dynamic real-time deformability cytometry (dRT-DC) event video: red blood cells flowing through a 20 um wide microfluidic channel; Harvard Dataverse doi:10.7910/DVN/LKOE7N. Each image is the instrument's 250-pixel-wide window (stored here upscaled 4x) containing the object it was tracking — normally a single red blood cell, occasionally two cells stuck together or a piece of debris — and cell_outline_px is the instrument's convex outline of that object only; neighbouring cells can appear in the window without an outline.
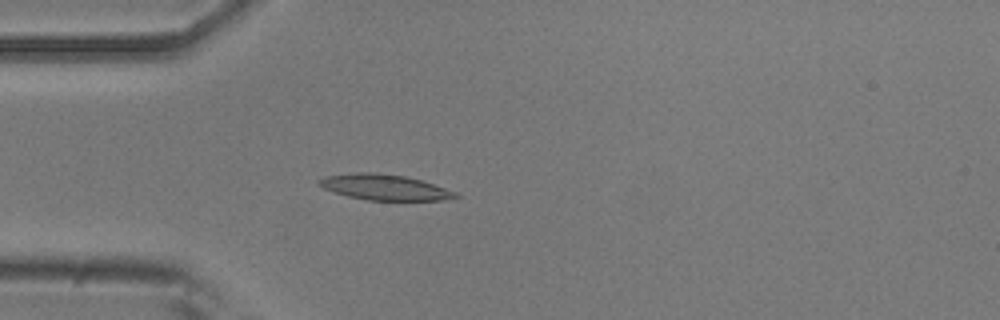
{"species": "common noctule bat (a hibernating species)", "species_latin": "Nyctalus noctula", "temperature_condition": "room temperature", "stored_images_in_passage": 53, "camera_frame_rate_fps": 3000, "um_per_image_px": 0.085, "animal": {"sex": "male", "body_mass_g": 20.5, "forearm_length_mm": 52.5}, "frame": {"image": 1, "passage_image": 15, "time_ms": 4.667, "image_size_px": [1000, 320], "cell_outline_px": [[460, 196], [440, 200], [368, 200], [348, 196], [324, 188], [316, 184], [316, 180], [324, 176], [356, 172], [376, 172], [404, 176], [420, 180], [456, 192]], "centroid_in_image_um": [32.61, 15.9], "position_along_channel_um": 52.4, "area_um2": 20.17}}
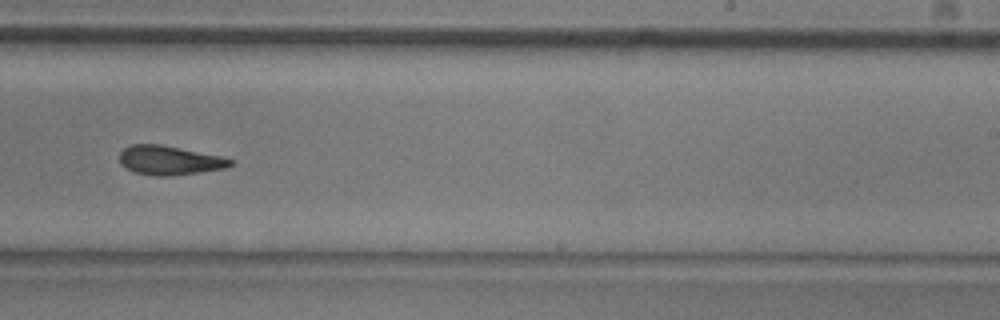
{"frame": {"image": 2, "passage_image": 33, "time_ms": 10.667, "image_size_px": [1000, 320], "cell_outline_px": [[232, 164], [224, 168], [200, 172], [168, 176], [156, 176], [136, 172], [120, 164], [120, 152], [124, 148], [132, 144], [160, 144], [220, 156], [232, 160]], "centroid_in_image_um": [14.37, 13.62], "position_along_channel_um": 274.6, "area_um2": 18.5}}
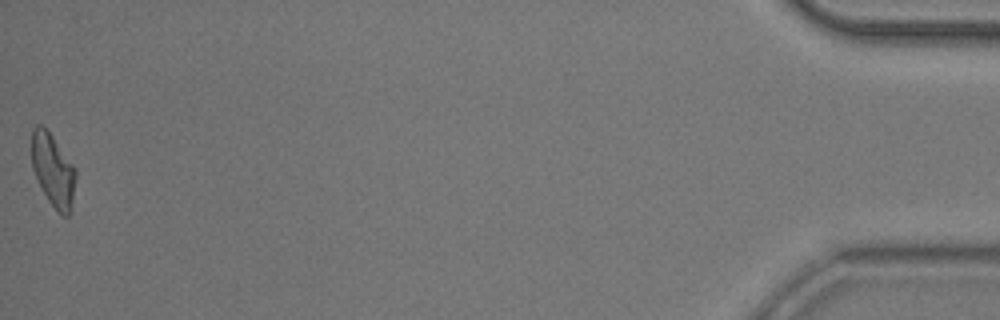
{"frame": {"image": 3, "passage_image": 53, "time_ms": 17.333, "image_size_px": [1000, 320], "cell_outline_px": [[76, 180], [72, 200], [68, 216], [64, 216], [48, 200], [32, 168], [32, 128], [36, 124], [40, 124], [52, 136], [76, 168]], "centroid_in_image_um": [4.51, 14.43], "position_along_channel_um": 430.7, "area_um2": 18.21}, "authors_computed_cell_mechanics": {"area_um2": 19.2474, "velocity_mm_per_s": 3.8213, "shape_relaxation_time_tau1_ms": 8.0961, "shape_relaxation_time_tau2_ms": 3.1846, "deformation_change_tau1": 0.2047, "deformation_change_tau2": 0.1175}}